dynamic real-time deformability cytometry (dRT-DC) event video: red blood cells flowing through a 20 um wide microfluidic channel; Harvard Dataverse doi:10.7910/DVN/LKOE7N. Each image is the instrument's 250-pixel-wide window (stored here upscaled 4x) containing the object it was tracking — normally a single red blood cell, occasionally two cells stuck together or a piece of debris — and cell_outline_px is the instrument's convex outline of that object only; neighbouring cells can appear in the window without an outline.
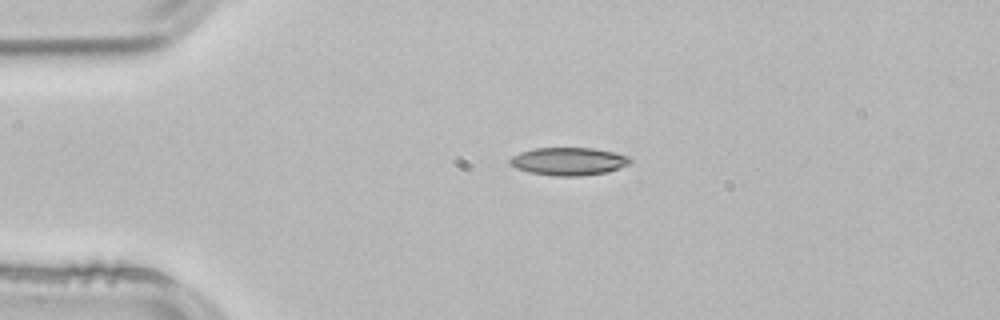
{"species": "common noctule bat (a hibernating species)", "species_latin": "Nyctalus noctula", "temperature_condition": "room temperature", "stored_images_in_passage": 4, "camera_frame_rate_fps": 3000, "um_per_image_px": 0.085, "animal": {"sex": "male", "body_mass_g": 21.5, "forearm_length_mm": 52.0}, "frame": {"image": 1, "passage_image": 4, "time_ms": 1.0, "image_size_px": [1000, 320], "cell_outline_px": [[632, 164], [608, 172], [580, 176], [552, 176], [528, 172], [516, 168], [508, 164], [508, 160], [512, 156], [520, 152], [536, 148], [592, 148], [612, 152], [628, 156], [632, 160]], "centroid_in_image_um": [48.32, 13.72], "position_along_channel_um": 36.7, "area_um2": 19.71}}